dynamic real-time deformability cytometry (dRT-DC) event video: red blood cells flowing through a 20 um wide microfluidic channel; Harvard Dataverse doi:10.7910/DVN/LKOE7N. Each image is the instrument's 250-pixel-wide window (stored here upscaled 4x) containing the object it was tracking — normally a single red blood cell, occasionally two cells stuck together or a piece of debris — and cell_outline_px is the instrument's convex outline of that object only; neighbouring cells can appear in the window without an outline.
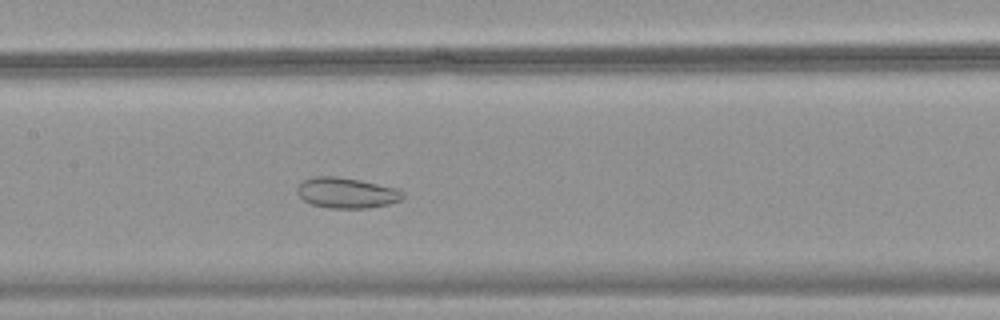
{"species": "common noctule bat (a hibernating species)", "species_latin": "Nyctalus noctula", "temperature_condition": "warm", "stored_images_in_passage": 49, "camera_frame_rate_fps": 3000, "um_per_image_px": 0.085, "animal": {"sex": "female", "body_mass_g": 18.4}, "frame": {"image": 1, "passage_image": 24, "time_ms": 7.667, "image_size_px": [1000, 320], "cell_outline_px": [[404, 196], [400, 200], [388, 204], [368, 208], [328, 208], [312, 204], [304, 200], [296, 192], [296, 188], [304, 180], [312, 176], [336, 176], [360, 180], [396, 188], [404, 192]], "centroid_in_image_um": [29.44, 16.39], "position_along_channel_um": 178.0, "area_um2": 18.79}}
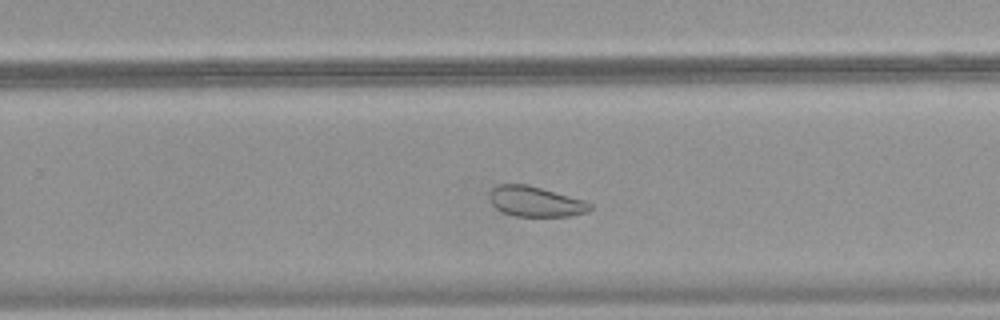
{"frame": {"image": 2, "passage_image": 32, "time_ms": 10.333, "image_size_px": [1000, 320], "cell_outline_px": [[592, 208], [588, 212], [568, 216], [516, 216], [504, 212], [496, 208], [492, 204], [488, 196], [492, 188], [500, 184], [528, 184], [584, 200], [592, 204]], "centroid_in_image_um": [45.52, 17.12], "position_along_channel_um": 284.3, "area_um2": 17.69}}
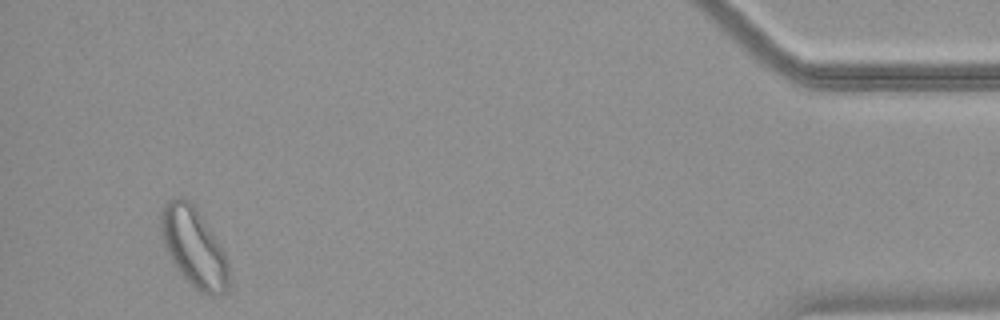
{"frame": {"image": 3, "passage_image": 47, "time_ms": 15.333, "image_size_px": [1000, 320], "cell_outline_px": [[228, 288], [224, 292], [212, 296], [200, 292], [176, 268], [160, 236], [160, 212], [168, 200], [176, 196], [188, 200], [216, 240], [224, 252], [228, 264]], "centroid_in_image_um": [16.44, 21.03], "position_along_channel_um": 418.8, "area_um2": 30.35}}